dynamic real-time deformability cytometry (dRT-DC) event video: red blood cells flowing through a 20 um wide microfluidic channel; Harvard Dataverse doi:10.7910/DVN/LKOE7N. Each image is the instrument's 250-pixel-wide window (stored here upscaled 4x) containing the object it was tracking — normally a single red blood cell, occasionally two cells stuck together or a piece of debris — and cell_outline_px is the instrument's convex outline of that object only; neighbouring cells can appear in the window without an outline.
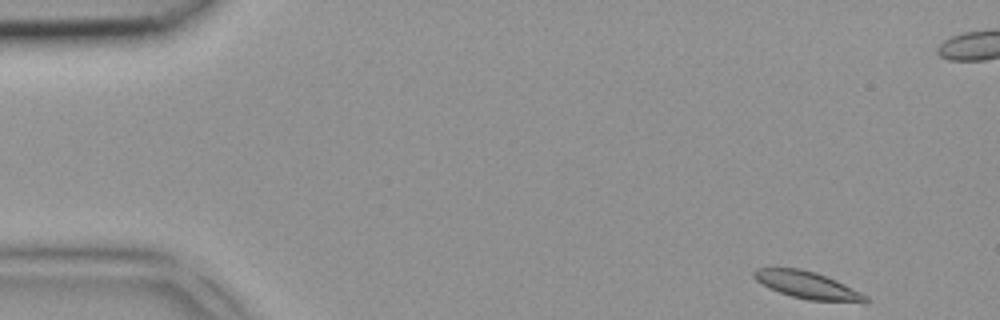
{"species": "common noctule bat (a hibernating species)", "species_latin": "Nyctalus noctula", "temperature_condition": "room temperature", "stored_images_in_passage": 4, "camera_frame_rate_fps": 3000, "um_per_image_px": 0.085, "animal": {"sex": "female", "body_mass_g": 18.4}, "frame": {"image": 1, "passage_image": 4, "time_ms": 1.0, "image_size_px": [1000, 320], "cell_outline_px": [[872, 300], [868, 304], [864, 304], [808, 300], [792, 296], [780, 292], [756, 280], [752, 276], [752, 272], [756, 268], [800, 268], [816, 272], [836, 280], [868, 296]], "centroid_in_image_um": [68.75, 24.27], "position_along_channel_um": 16.3, "area_um2": 17.98}}